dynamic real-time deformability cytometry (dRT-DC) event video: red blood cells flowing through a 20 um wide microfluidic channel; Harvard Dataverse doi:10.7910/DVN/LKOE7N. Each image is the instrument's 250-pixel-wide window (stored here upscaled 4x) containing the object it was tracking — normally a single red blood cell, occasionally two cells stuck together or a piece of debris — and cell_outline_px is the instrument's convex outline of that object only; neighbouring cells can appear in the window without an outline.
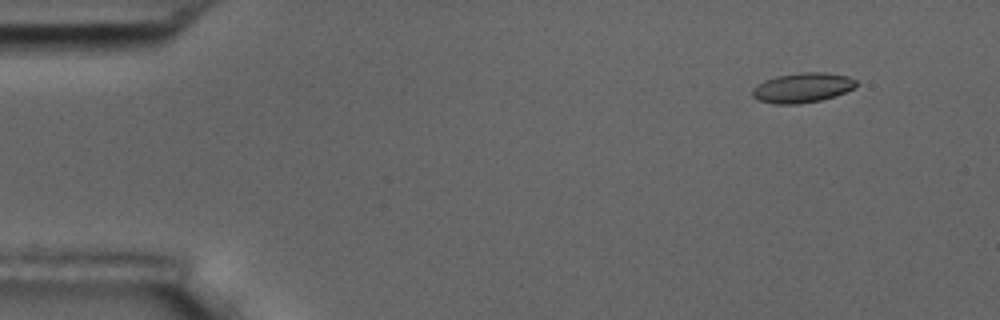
{"species": "common noctule bat (a hibernating species)", "species_latin": "Nyctalus noctula", "temperature_condition": "room temperature", "stored_images_in_passage": 5, "camera_frame_rate_fps": 3000, "um_per_image_px": 0.085, "animal": {"sex": "male", "body_mass_g": 17.5, "forearm_length_mm": 52.3}, "frame": {"image": 1, "passage_image": 2, "time_ms": 1.333, "image_size_px": [1000, 320], "cell_outline_px": [[856, 88], [836, 96], [820, 100], [800, 104], [776, 104], [760, 100], [752, 96], [752, 88], [764, 80], [776, 76], [800, 72], [824, 72], [848, 76], [856, 80]], "centroid_in_image_um": [68.22, 7.45], "position_along_channel_um": 16.8, "area_um2": 18.15}}